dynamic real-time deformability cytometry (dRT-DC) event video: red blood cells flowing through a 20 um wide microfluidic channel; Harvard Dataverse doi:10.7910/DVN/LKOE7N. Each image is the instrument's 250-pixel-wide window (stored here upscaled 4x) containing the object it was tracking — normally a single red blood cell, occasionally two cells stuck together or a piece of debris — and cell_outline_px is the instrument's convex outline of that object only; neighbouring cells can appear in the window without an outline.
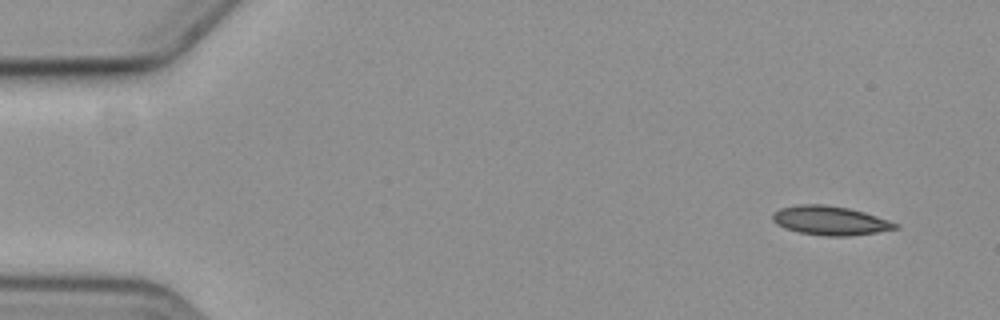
{"species": "common noctule bat (a hibernating species)", "species_latin": "Nyctalus noctula", "temperature_condition": "cold", "stored_images_in_passage": 7, "camera_frame_rate_fps": 3000, "um_per_image_px": 0.085, "animal": {"sex": "female", "body_mass_g": 19.3, "forearm_length_mm": 54.1}, "frame": {"image": 1, "passage_image": 1, "time_ms": 0.0, "image_size_px": [1000, 320], "cell_outline_px": [[900, 228], [876, 232], [848, 236], [824, 236], [800, 232], [784, 228], [776, 224], [772, 220], [772, 212], [780, 208], [800, 204], [824, 204], [848, 208], [864, 212], [900, 224]], "centroid_in_image_um": [70.54, 18.74], "position_along_channel_um": 14.5, "area_um2": 20.81}}
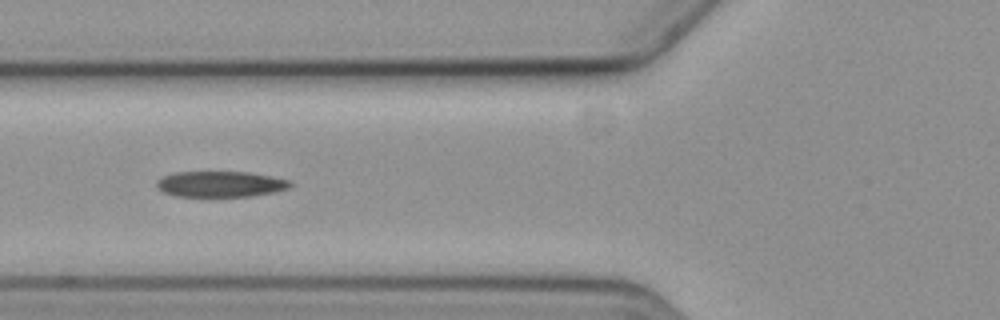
{"frame": {"image": 2, "passage_image": 6, "time_ms": 6.0, "image_size_px": [1000, 320], "cell_outline_px": [[292, 184], [288, 188], [276, 192], [252, 196], [176, 196], [164, 192], [156, 184], [156, 180], [164, 176], [176, 172], [248, 172], [272, 176], [288, 180]], "centroid_in_image_um": [18.76, 15.64], "position_along_channel_um": 107.0, "area_um2": 19.94}}
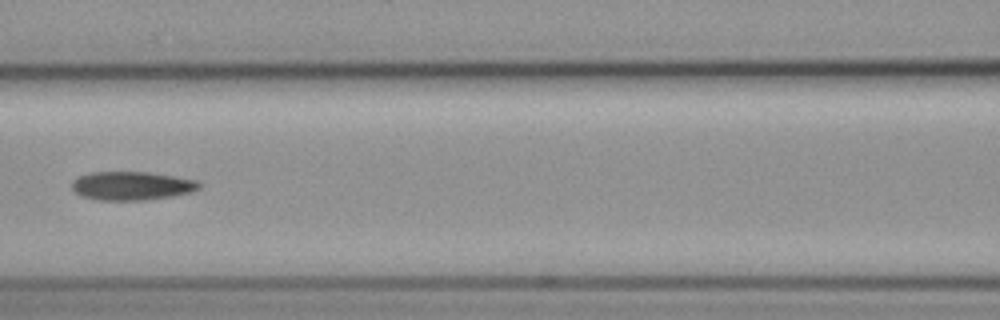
{"frame": {"image": 3, "passage_image": 7, "time_ms": 7.333, "image_size_px": [1000, 320], "cell_outline_px": [[200, 188], [188, 192], [172, 196], [144, 200], [96, 200], [80, 196], [72, 188], [72, 180], [80, 176], [92, 172], [148, 172], [176, 176], [196, 180], [200, 184]], "centroid_in_image_um": [11.17, 15.79], "position_along_channel_um": 155.4, "area_um2": 21.15}}